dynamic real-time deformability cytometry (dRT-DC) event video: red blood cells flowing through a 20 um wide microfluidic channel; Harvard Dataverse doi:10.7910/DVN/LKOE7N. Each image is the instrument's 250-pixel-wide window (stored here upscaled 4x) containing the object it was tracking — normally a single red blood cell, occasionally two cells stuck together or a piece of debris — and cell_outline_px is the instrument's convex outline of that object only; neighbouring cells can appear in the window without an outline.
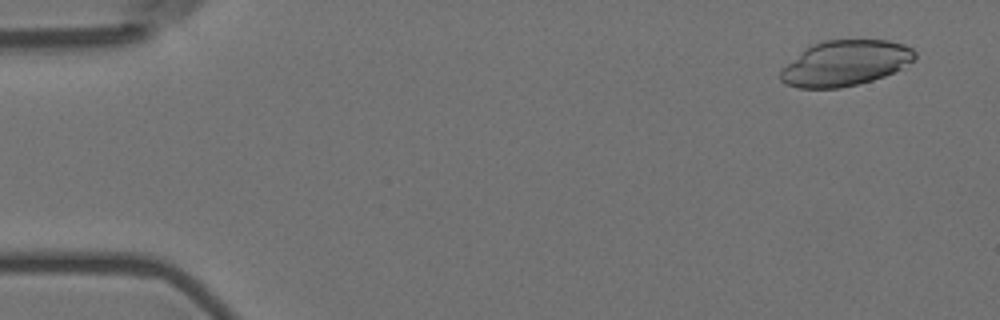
{"species": "Egyptian fruit bat (a non-hibernating species)", "species_latin": "Rousettus aegyptiacus", "temperature_condition": "room temperature", "stored_images_in_passage": 16, "camera_frame_rate_fps": 3000, "um_per_image_px": 0.085, "animal": {"sex": "female"}, "frame": {"image": 1, "passage_image": 1, "time_ms": 0.0, "image_size_px": [1000, 320], "cell_outline_px": [[916, 56], [912, 60], [900, 68], [884, 76], [872, 80], [840, 88], [800, 88], [788, 84], [780, 80], [780, 72], [788, 64], [812, 44], [824, 40], [888, 40], [904, 44], [912, 48], [916, 52]], "centroid_in_image_um": [71.87, 5.36], "position_along_channel_um": 13.1, "area_um2": 34.97}}